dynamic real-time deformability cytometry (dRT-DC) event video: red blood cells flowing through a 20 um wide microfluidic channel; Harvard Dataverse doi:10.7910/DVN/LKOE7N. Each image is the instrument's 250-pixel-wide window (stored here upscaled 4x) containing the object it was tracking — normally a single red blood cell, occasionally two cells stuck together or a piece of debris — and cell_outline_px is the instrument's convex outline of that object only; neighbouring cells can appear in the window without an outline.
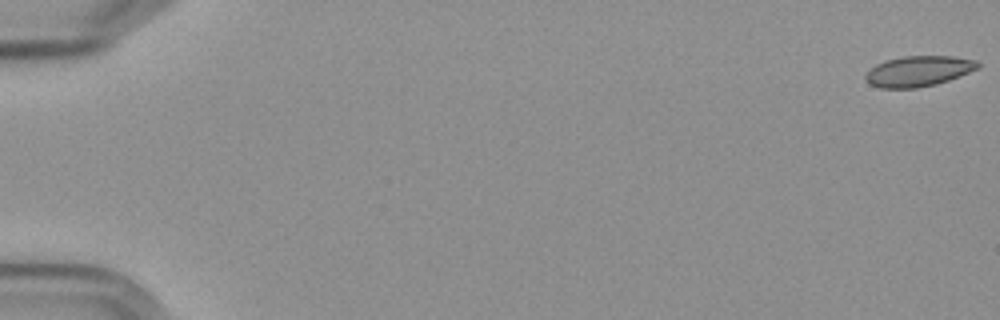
{"species": "Egyptian fruit bat (a non-hibernating species)", "species_latin": "Rousettus aegyptiacus", "temperature_condition": "cold", "stored_images_in_passage": 58, "camera_frame_rate_fps": 3000, "um_per_image_px": 0.085, "frame": {"image": 1, "passage_image": 1, "time_ms": 0.0, "image_size_px": [1000, 320], "cell_outline_px": [[980, 68], [948, 80], [936, 84], [916, 88], [880, 88], [868, 84], [864, 80], [864, 76], [876, 64], [884, 60], [904, 56], [952, 56], [976, 60], [980, 64]], "centroid_in_image_um": [78.05, 6.05], "position_along_channel_um": 7.0, "area_um2": 20.06}}
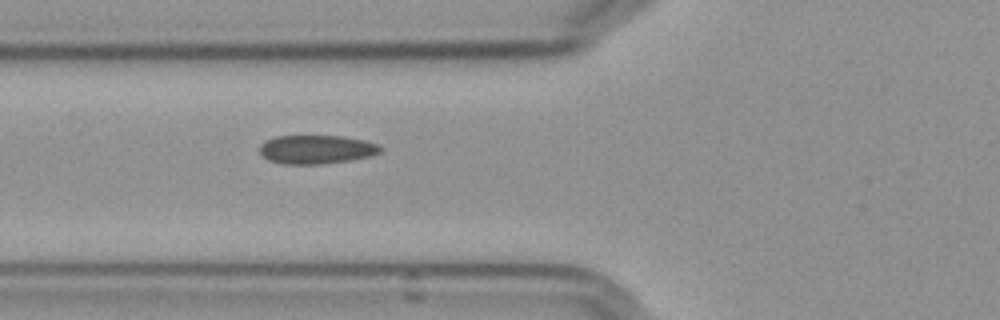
{"frame": {"image": 2, "passage_image": 23, "time_ms": 7.333, "image_size_px": [1000, 320], "cell_outline_px": [[384, 148], [380, 152], [372, 156], [348, 160], [320, 164], [280, 164], [268, 160], [260, 152], [260, 144], [264, 140], [276, 136], [344, 136], [364, 140], [380, 144]], "centroid_in_image_um": [26.91, 12.69], "position_along_channel_um": 98.9, "area_um2": 20.4}}
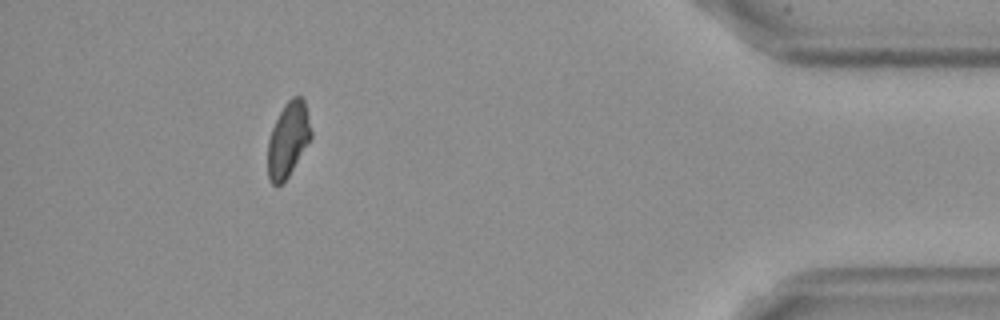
{"frame": {"image": 3, "passage_image": 53, "time_ms": 17.333, "image_size_px": [1000, 320], "cell_outline_px": [[312, 136], [288, 176], [280, 184], [272, 184], [268, 176], [268, 140], [272, 128], [284, 104], [292, 96], [300, 96], [304, 100], [312, 132]], "centroid_in_image_um": [24.48, 11.83], "position_along_channel_um": 410.7, "area_um2": 18.5}, "authors_computed_cell_mechanics": {"area_um2": 19.9988, "velocity_mm_per_s": 3.6056, "shape_relaxation_time_tau1_ms": null, "shape_relaxation_time_tau2_ms": 3.5465, "deformation_change_tau1": null, "deformation_change_tau2": 0.0528}}